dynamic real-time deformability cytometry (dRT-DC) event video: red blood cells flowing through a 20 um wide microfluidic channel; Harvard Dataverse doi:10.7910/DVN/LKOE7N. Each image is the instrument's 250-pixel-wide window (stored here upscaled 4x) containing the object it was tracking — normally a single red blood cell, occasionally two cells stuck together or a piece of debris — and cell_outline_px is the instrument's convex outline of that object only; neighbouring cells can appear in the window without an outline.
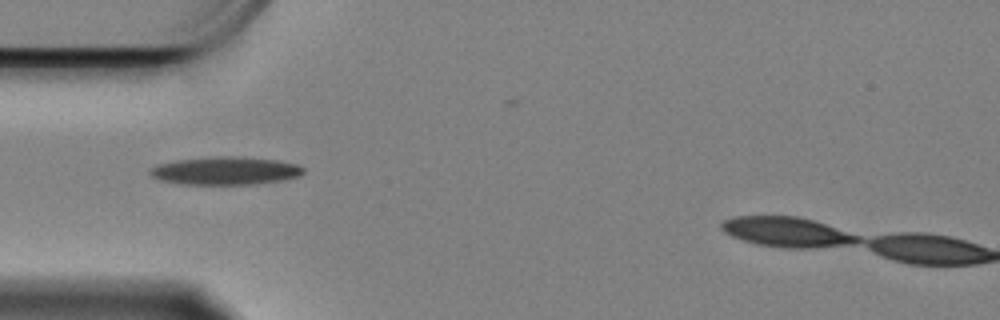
{"species": "Egyptian fruit bat (a non-hibernating species)", "species_latin": "Rousettus aegyptiacus", "temperature_condition": "cold", "stored_images_in_passage": 15, "camera_frame_rate_fps": 3000, "um_per_image_px": 0.085, "animal": {"sex": "female"}, "frame": {"image": 1, "passage_image": 1, "time_ms": 0.0, "image_size_px": [1000, 320], "cell_outline_px": [[304, 172], [300, 176], [284, 180], [256, 184], [180, 184], [160, 180], [152, 176], [148, 172], [152, 168], [160, 164], [180, 160], [216, 156], [232, 156], [276, 160], [296, 164], [304, 168]], "centroid_in_image_um": [19.2, 14.52], "position_along_channel_um": 65.8, "area_um2": 24.8}}
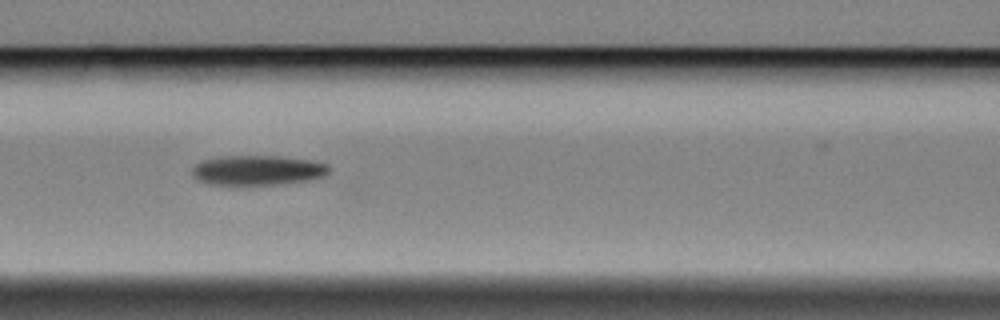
{"frame": {"image": 2, "passage_image": 8, "time_ms": 2.333, "image_size_px": [1000, 320], "cell_outline_px": [[332, 168], [324, 176], [312, 180], [284, 184], [208, 184], [196, 180], [192, 176], [192, 168], [200, 160], [220, 156], [280, 156], [316, 160], [328, 164]], "centroid_in_image_um": [21.93, 14.46], "position_along_channel_um": 144.7, "area_um2": 24.28}}
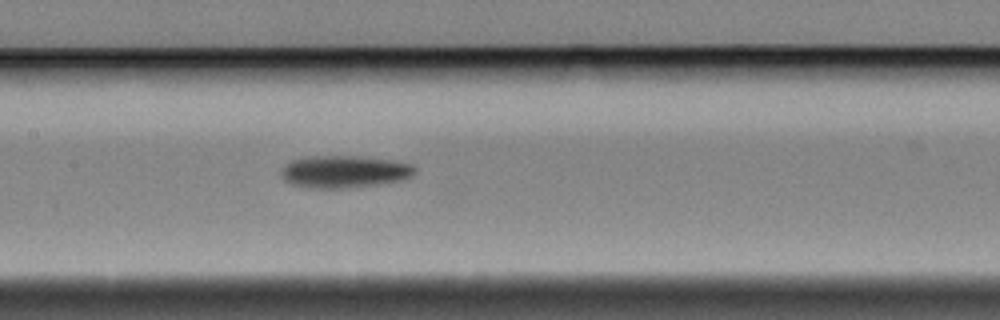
{"frame": {"image": 3, "passage_image": 11, "time_ms": 3.333, "image_size_px": [1000, 320], "cell_outline_px": [[416, 172], [412, 176], [400, 180], [380, 184], [348, 188], [308, 188], [292, 184], [284, 180], [280, 176], [280, 172], [292, 160], [312, 156], [356, 156], [388, 160], [412, 164], [416, 168]], "centroid_in_image_um": [29.27, 14.6], "position_along_channel_um": 178.1, "area_um2": 25.03}}